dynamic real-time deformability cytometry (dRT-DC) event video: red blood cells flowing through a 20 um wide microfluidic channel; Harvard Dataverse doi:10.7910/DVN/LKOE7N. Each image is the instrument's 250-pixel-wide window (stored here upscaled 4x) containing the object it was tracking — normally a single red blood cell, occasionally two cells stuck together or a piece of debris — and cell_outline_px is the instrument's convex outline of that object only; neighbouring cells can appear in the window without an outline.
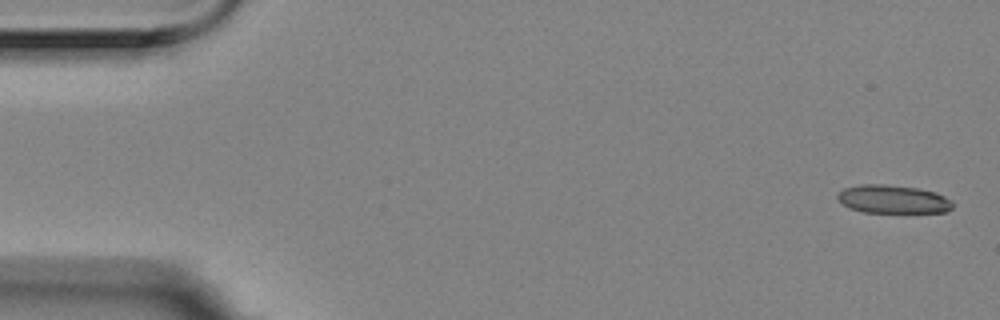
{"species": "Egyptian fruit bat (a non-hibernating species)", "species_latin": "Rousettus aegyptiacus", "temperature_condition": "room temperature", "stored_images_in_passage": 5, "camera_frame_rate_fps": 3000, "um_per_image_px": 0.085, "animal": {"sex": "female"}, "frame": {"image": 1, "passage_image": 1, "time_ms": 0.0, "image_size_px": [1000, 320], "cell_outline_px": [[952, 208], [944, 212], [864, 212], [848, 208], [836, 196], [844, 188], [860, 184], [884, 184], [920, 188], [936, 192], [952, 200]], "centroid_in_image_um": [75.91, 16.92], "position_along_channel_um": 9.1, "area_um2": 18.96}}
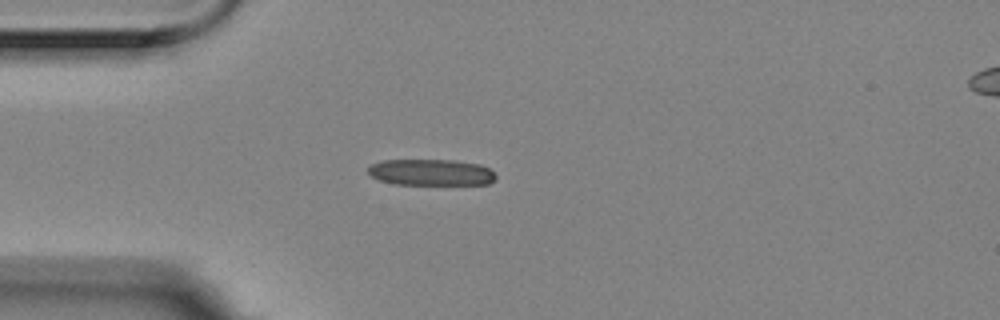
{"frame": {"image": 2, "passage_image": 5, "time_ms": 1.333, "image_size_px": [1000, 320], "cell_outline_px": [[496, 180], [488, 184], [392, 184], [380, 180], [372, 176], [368, 172], [368, 168], [372, 164], [384, 160], [456, 160], [480, 164], [488, 168], [496, 176]], "centroid_in_image_um": [36.66, 14.65], "position_along_channel_um": 48.3, "area_um2": 19.54}}